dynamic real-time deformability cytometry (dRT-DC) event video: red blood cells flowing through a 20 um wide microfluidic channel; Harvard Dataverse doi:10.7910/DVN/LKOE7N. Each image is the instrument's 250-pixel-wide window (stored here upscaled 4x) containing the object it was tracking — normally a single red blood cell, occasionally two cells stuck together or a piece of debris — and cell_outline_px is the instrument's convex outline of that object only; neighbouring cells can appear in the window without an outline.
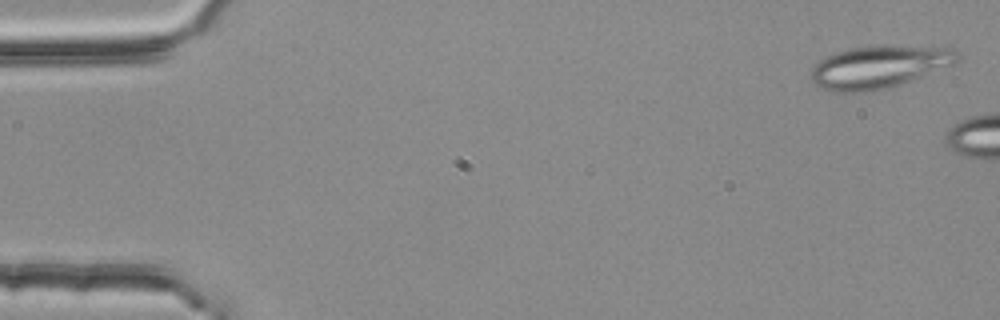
{"species": "common noctule bat (a hibernating species)", "species_latin": "Nyctalus noctula", "temperature_condition": "room temperature", "stored_images_in_passage": 3, "camera_frame_rate_fps": 3000, "um_per_image_px": 0.085, "animal": {"sex": "female", "body_mass_g": 25.1}, "frame": {"image": 1, "passage_image": 1, "time_ms": 0.0, "image_size_px": [1000, 320], "cell_outline_px": [[960, 60], [956, 64], [900, 84], [872, 92], [832, 92], [820, 88], [812, 80], [812, 68], [820, 60], [828, 56], [852, 48], [956, 48], [960, 56]], "centroid_in_image_um": [74.73, 5.75], "position_along_channel_um": 10.3, "area_um2": 35.14}}